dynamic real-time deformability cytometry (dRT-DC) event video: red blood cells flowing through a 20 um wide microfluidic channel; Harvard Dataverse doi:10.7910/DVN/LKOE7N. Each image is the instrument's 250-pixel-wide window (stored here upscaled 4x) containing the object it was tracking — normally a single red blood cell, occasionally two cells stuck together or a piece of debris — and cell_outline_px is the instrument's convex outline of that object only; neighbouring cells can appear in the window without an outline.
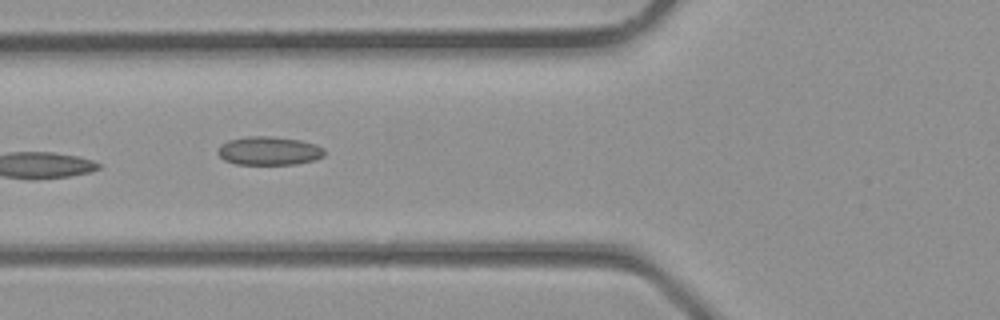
{"species": "common noctule bat (a hibernating species)", "species_latin": "Nyctalus noctula", "temperature_condition": "room temperature", "stored_images_in_passage": 5, "camera_frame_rate_fps": 3000, "um_per_image_px": 0.085, "animal": {"sex": "male", "body_mass_g": 23.1, "forearm_length_mm": 52.7}, "frame": {"image": 1, "passage_image": 5, "time_ms": 1.333, "image_size_px": [1000, 320], "cell_outline_px": [[324, 156], [316, 160], [296, 164], [236, 164], [224, 160], [216, 152], [220, 144], [228, 140], [248, 136], [268, 136], [300, 140], [316, 144], [324, 148]], "centroid_in_image_um": [22.86, 12.82], "position_along_channel_um": 102.9, "area_um2": 17.86}}